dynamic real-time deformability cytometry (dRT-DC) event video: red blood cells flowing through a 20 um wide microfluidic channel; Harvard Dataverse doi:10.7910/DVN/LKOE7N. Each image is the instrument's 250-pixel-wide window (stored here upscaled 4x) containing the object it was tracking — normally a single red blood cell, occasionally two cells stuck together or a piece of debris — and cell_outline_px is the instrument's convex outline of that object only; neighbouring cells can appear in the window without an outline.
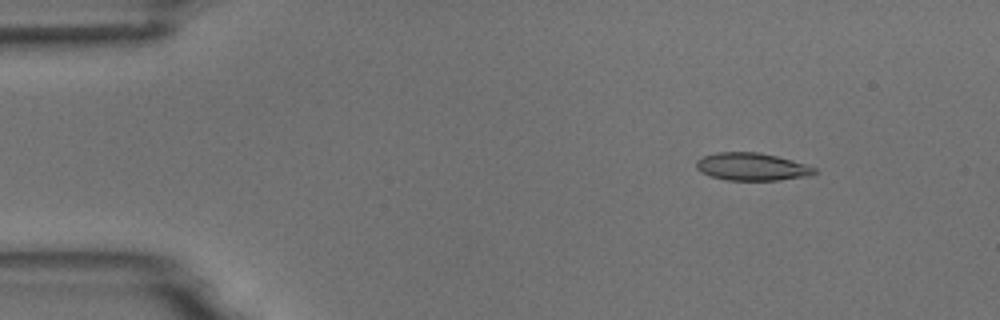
{"species": "common noctule bat (a hibernating species)", "species_latin": "Nyctalus noctula", "temperature_condition": "room temperature", "stored_images_in_passage": 5, "camera_frame_rate_fps": 3000, "um_per_image_px": 0.085, "animal": {"sex": "male", "body_mass_g": 18.8}, "frame": {"image": 1, "passage_image": 2, "time_ms": 1.0, "image_size_px": [1000, 320], "cell_outline_px": [[816, 172], [808, 176], [776, 180], [728, 180], [712, 176], [700, 172], [696, 168], [696, 160], [704, 156], [716, 152], [760, 152], [792, 160], [816, 168]], "centroid_in_image_um": [63.88, 14.16], "position_along_channel_um": 21.1, "area_um2": 18.9}}